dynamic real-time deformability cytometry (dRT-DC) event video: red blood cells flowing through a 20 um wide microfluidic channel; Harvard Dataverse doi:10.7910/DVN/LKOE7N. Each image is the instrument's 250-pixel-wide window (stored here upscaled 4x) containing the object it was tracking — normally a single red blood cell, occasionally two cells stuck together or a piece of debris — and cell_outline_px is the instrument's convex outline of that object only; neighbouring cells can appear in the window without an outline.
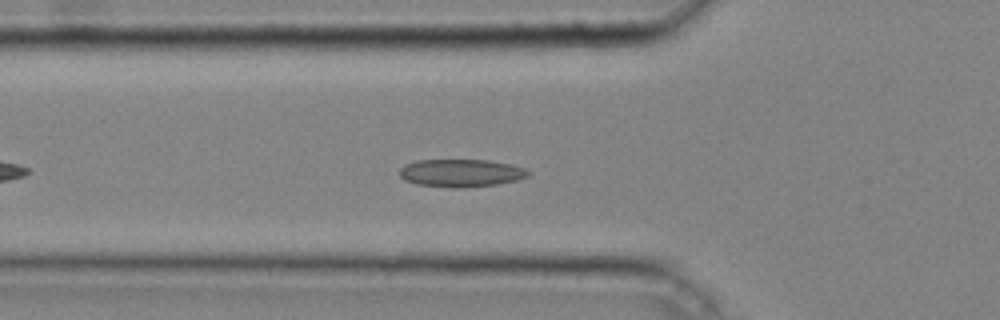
{"species": "common noctule bat (a hibernating species)", "species_latin": "Nyctalus noctula", "temperature_condition": "cold", "stored_images_in_passage": 36, "camera_frame_rate_fps": 3000, "um_per_image_px": 0.085, "animal": {"sex": "male", "body_mass_g": 20.4}, "frame": {"image": 1, "passage_image": 7, "time_ms": 2.0, "image_size_px": [1000, 320], "cell_outline_px": [[532, 172], [528, 176], [516, 180], [496, 184], [452, 188], [416, 184], [404, 180], [400, 176], [400, 168], [404, 164], [416, 160], [488, 160], [512, 164], [524, 168]], "centroid_in_image_um": [39.17, 14.69], "position_along_channel_um": 86.6, "area_um2": 20.81}}
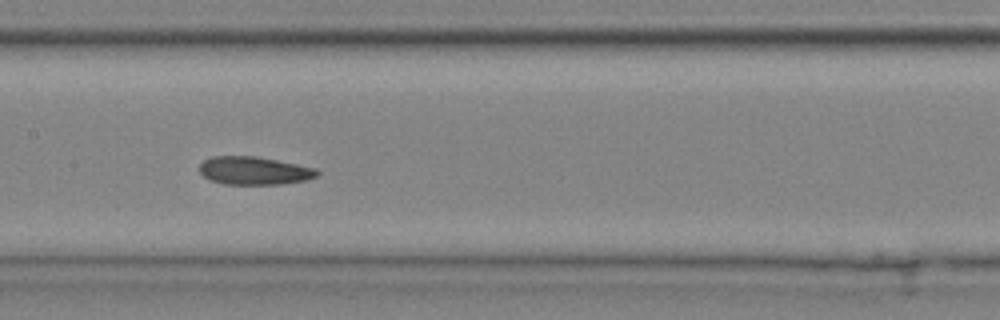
{"frame": {"image": 2, "passage_image": 14, "time_ms": 4.333, "image_size_px": [1000, 320], "cell_outline_px": [[320, 172], [316, 176], [308, 180], [280, 184], [224, 184], [212, 180], [204, 176], [200, 172], [200, 164], [204, 160], [212, 156], [256, 156], [316, 168]], "centroid_in_image_um": [21.62, 14.5], "position_along_channel_um": 185.8, "area_um2": 19.13}}
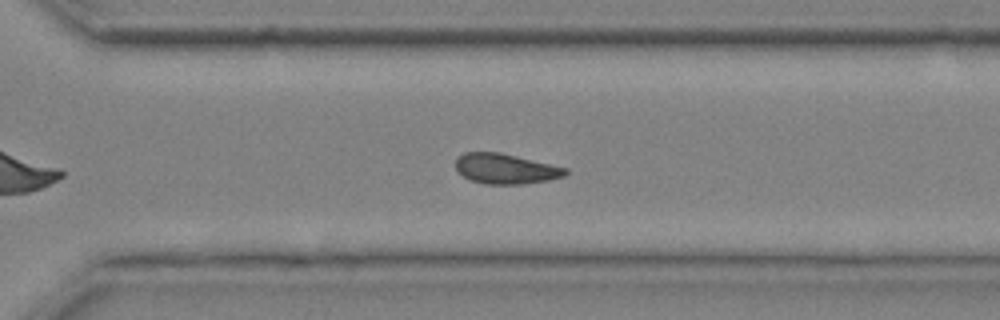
{"frame": {"image": 3, "passage_image": 24, "time_ms": 7.667, "image_size_px": [1000, 320], "cell_outline_px": [[568, 172], [564, 176], [548, 180], [524, 184], [484, 184], [472, 180], [464, 176], [456, 168], [456, 156], [464, 152], [500, 152], [568, 168]], "centroid_in_image_um": [42.98, 14.34], "position_along_channel_um": 327.6, "area_um2": 19.31}, "authors_computed_cell_mechanics": {"area_um2": 19.5075, "velocity_mm_per_s": 4.2508, "shape_relaxation_time_tau1_ms": null, "shape_relaxation_time_tau2_ms": 2.4298, "deformation_change_tau1": null, "deformation_change_tau2": 0.0868}}